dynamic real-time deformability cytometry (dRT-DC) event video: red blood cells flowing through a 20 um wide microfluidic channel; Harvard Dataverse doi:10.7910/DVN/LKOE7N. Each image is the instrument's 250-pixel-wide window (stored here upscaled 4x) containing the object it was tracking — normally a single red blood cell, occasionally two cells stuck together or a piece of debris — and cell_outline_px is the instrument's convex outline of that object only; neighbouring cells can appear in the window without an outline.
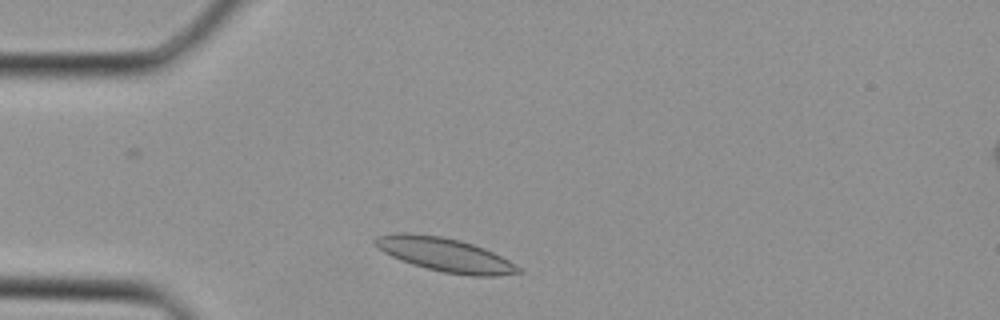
{"species": "Egyptian fruit bat (a non-hibernating species)", "species_latin": "Rousettus aegyptiacus", "temperature_condition": "cold", "stored_images_in_passage": 30, "camera_frame_rate_fps": 3000, "um_per_image_px": 0.085, "animal": {"sex": "female"}, "frame": {"image": 1, "passage_image": 3, "time_ms": 0.667, "image_size_px": [1000, 320], "cell_outline_px": [[524, 272], [496, 276], [468, 276], [444, 272], [412, 264], [400, 260], [376, 248], [372, 240], [376, 236], [392, 232], [412, 232], [440, 236], [460, 240], [484, 248], [516, 264]], "centroid_in_image_um": [37.77, 21.63], "position_along_channel_um": 47.2, "area_um2": 28.38}}
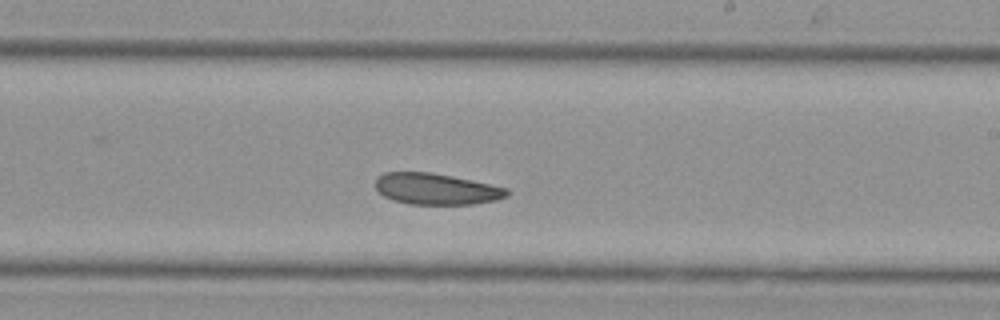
{"frame": {"image": 2, "passage_image": 15, "time_ms": 4.667, "image_size_px": [1000, 320], "cell_outline_px": [[508, 196], [496, 200], [472, 204], [408, 204], [392, 200], [384, 196], [376, 188], [376, 176], [384, 172], [432, 172], [472, 180], [508, 188]], "centroid_in_image_um": [37.06, 16.06], "position_along_channel_um": 251.9, "area_um2": 23.99}}
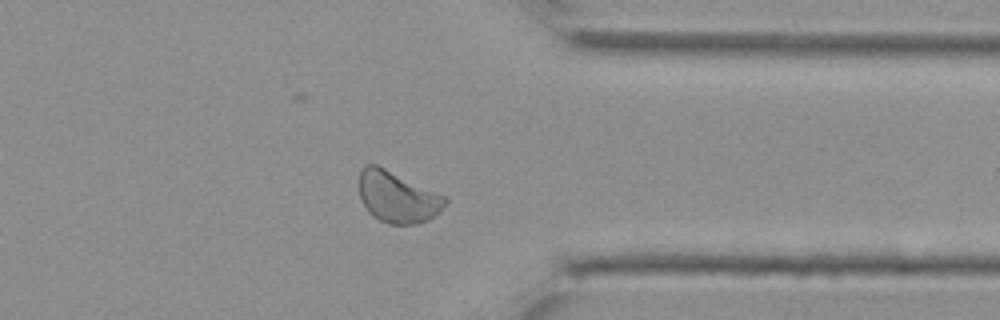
{"frame": {"image": 3, "passage_image": 22, "time_ms": 7.0, "image_size_px": [1000, 320], "cell_outline_px": [[448, 204], [428, 220], [416, 224], [388, 224], [372, 216], [368, 212], [360, 196], [360, 172], [368, 164], [376, 164], [448, 196]], "centroid_in_image_um": [33.83, 16.75], "position_along_channel_um": 377.6, "area_um2": 25.78}}